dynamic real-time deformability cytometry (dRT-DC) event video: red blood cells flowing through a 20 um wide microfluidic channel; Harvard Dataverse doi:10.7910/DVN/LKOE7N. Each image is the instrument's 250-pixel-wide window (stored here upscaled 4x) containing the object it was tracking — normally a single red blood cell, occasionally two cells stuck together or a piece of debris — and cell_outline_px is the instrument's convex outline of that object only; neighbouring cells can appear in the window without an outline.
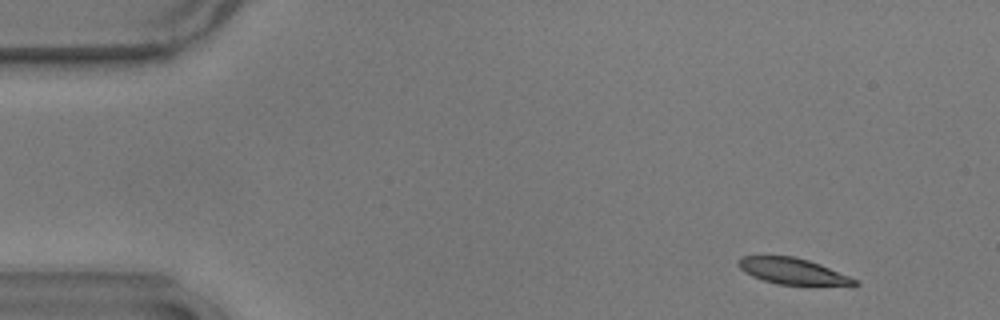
{"species": "common noctule bat (a hibernating species)", "species_latin": "Nyctalus noctula", "temperature_condition": "warm", "stored_images_in_passage": 54, "camera_frame_rate_fps": 3000, "um_per_image_px": 0.085, "animal": {"sex": "male", "body_mass_g": 17.9}, "frame": {"image": 1, "passage_image": 3, "time_ms": 0.667, "image_size_px": [1000, 320], "cell_outline_px": [[860, 284], [856, 288], [852, 288], [776, 284], [752, 276], [744, 272], [736, 264], [740, 256], [792, 256], [808, 260], [820, 264], [860, 280]], "centroid_in_image_um": [67.55, 23.11], "position_along_channel_um": 17.5, "area_um2": 18.67}}
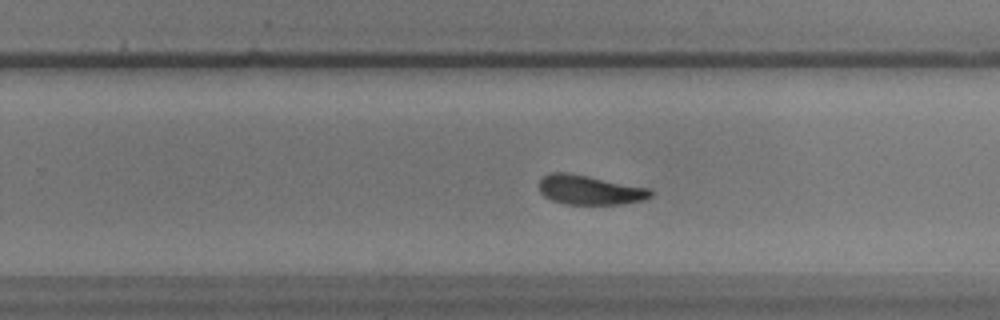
{"frame": {"image": 2, "passage_image": 33, "time_ms": 10.667, "image_size_px": [1000, 320], "cell_outline_px": [[652, 196], [644, 200], [620, 204], [564, 204], [552, 200], [544, 196], [540, 192], [536, 184], [548, 172], [568, 172], [652, 188]], "centroid_in_image_um": [50.11, 16.13], "position_along_channel_um": 279.7, "area_um2": 19.48}}
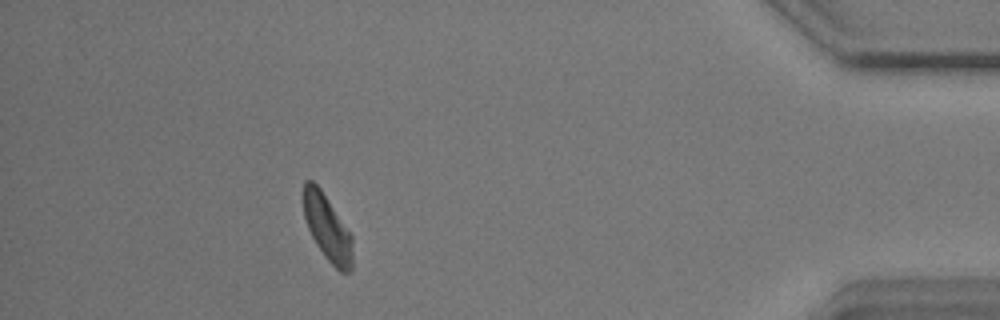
{"frame": {"image": 3, "passage_image": 48, "time_ms": 15.667, "image_size_px": [1000, 320], "cell_outline_px": [[352, 272], [340, 272], [324, 256], [316, 244], [308, 228], [304, 216], [300, 196], [304, 180], [312, 180], [320, 188], [352, 236]], "centroid_in_image_um": [27.77, 19.32], "position_along_channel_um": 407.4, "area_um2": 19.07}, "authors_computed_cell_mechanics": {"area_um2": 19.5364, "velocity_mm_per_s": 3.5945, "shape_relaxation_time_tau1_ms": 5.0125, "shape_relaxation_time_tau2_ms": 1.8746, "deformation_change_tau1": 0.1638, "deformation_change_tau2": 0.0935}}